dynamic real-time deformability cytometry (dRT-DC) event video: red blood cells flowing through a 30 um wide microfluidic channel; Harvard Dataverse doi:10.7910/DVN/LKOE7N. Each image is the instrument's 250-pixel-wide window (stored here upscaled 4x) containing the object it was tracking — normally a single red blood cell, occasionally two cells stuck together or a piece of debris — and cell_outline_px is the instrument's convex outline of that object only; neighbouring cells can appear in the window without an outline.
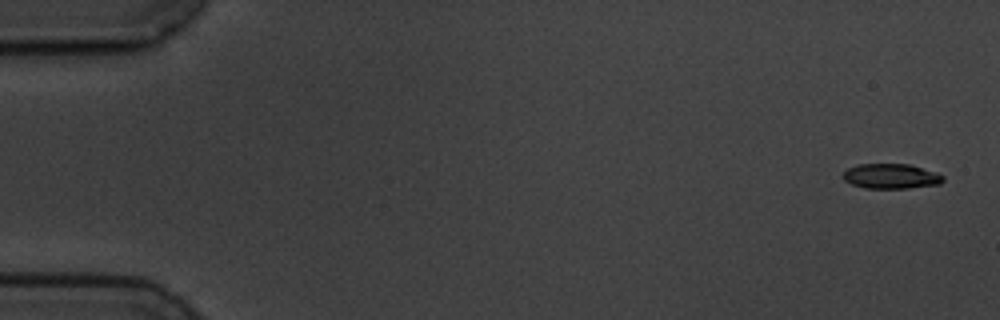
{"species": "common noctule bat (a hibernating species)", "species_latin": "Nyctalus noctula", "temperature_condition": "cold", "stored_images_in_passage": 4, "camera_frame_rate_fps": 3000, "um_per_image_px": 0.085, "animal": {"sex": "male", "body_mass_g": 19.5, "forearm_length_mm": 54.6}, "frame": {"image": 1, "passage_image": 1, "time_ms": 0.0, "image_size_px": [1000, 320], "cell_outline_px": [[944, 180], [940, 184], [908, 188], [864, 188], [852, 184], [844, 180], [844, 172], [848, 168], [860, 164], [908, 164], [936, 172], [944, 176]], "centroid_in_image_um": [75.76, 14.98], "position_along_channel_um": 9.2, "area_um2": 14.45}}
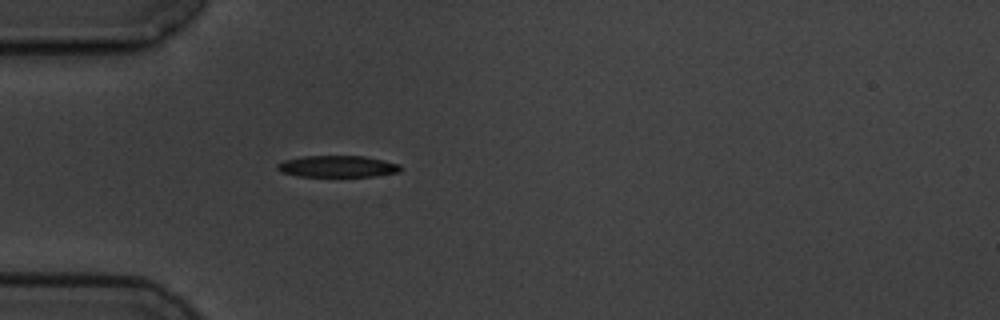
{"frame": {"image": 2, "passage_image": 4, "time_ms": 5.0, "image_size_px": [1000, 320], "cell_outline_px": [[404, 168], [400, 172], [376, 176], [300, 176], [280, 172], [276, 168], [276, 164], [284, 160], [304, 156], [364, 156], [384, 160], [400, 164]], "centroid_in_image_um": [28.72, 14.14], "position_along_channel_um": 56.3, "area_um2": 15.61}}